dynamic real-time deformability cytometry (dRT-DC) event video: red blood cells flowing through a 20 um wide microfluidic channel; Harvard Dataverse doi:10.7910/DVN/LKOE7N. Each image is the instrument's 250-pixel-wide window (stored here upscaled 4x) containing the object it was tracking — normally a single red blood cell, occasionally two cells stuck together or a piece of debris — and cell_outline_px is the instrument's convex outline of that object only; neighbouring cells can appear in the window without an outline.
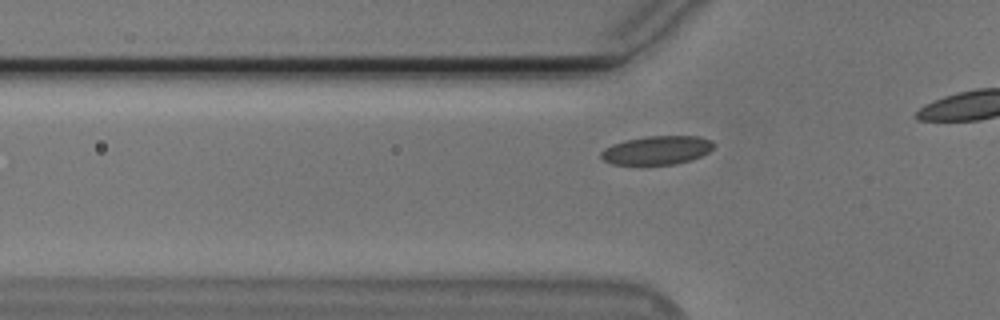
{"species": "Egyptian fruit bat (a non-hibernating species)", "species_latin": "Rousettus aegyptiacus", "temperature_condition": "cold", "stored_images_in_passage": 14, "camera_frame_rate_fps": 3000, "um_per_image_px": 0.085, "animal": {"sex": "male"}, "frame": {"image": 1, "passage_image": 8, "time_ms": 2.333, "image_size_px": [1000, 320], "cell_outline_px": [[716, 144], [708, 152], [692, 160], [676, 164], [612, 164], [604, 160], [600, 156], [600, 152], [604, 148], [612, 144], [624, 140], [648, 136], [700, 136], [712, 140]], "centroid_in_image_um": [55.85, 12.76], "position_along_channel_um": 69.9, "area_um2": 18.9}}
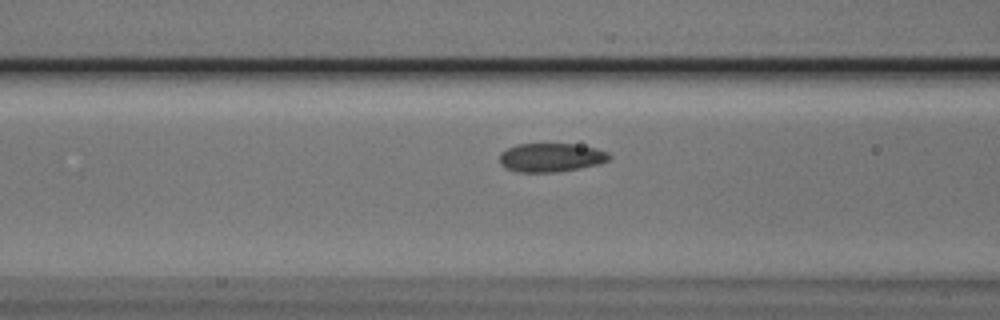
{"frame": {"image": 2, "passage_image": 12, "time_ms": 3.667, "image_size_px": [1000, 320], "cell_outline_px": [[612, 156], [608, 160], [600, 164], [580, 168], [556, 172], [516, 172], [504, 168], [500, 164], [500, 152], [516, 144], [576, 144], [596, 148], [608, 152]], "centroid_in_image_um": [46.83, 13.39], "position_along_channel_um": 119.8, "area_um2": 18.55}}